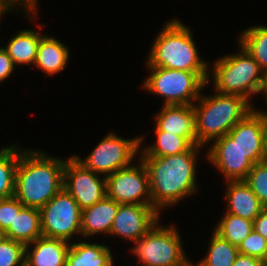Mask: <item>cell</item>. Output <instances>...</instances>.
Masks as SVG:
<instances>
[{
    "instance_id": "obj_16",
    "label": "cell",
    "mask_w": 267,
    "mask_h": 266,
    "mask_svg": "<svg viewBox=\"0 0 267 266\" xmlns=\"http://www.w3.org/2000/svg\"><path fill=\"white\" fill-rule=\"evenodd\" d=\"M155 117V131H167L183 138H197L193 105H163Z\"/></svg>"
},
{
    "instance_id": "obj_21",
    "label": "cell",
    "mask_w": 267,
    "mask_h": 266,
    "mask_svg": "<svg viewBox=\"0 0 267 266\" xmlns=\"http://www.w3.org/2000/svg\"><path fill=\"white\" fill-rule=\"evenodd\" d=\"M109 247L96 243H70L66 266H113Z\"/></svg>"
},
{
    "instance_id": "obj_3",
    "label": "cell",
    "mask_w": 267,
    "mask_h": 266,
    "mask_svg": "<svg viewBox=\"0 0 267 266\" xmlns=\"http://www.w3.org/2000/svg\"><path fill=\"white\" fill-rule=\"evenodd\" d=\"M214 95H200L193 104L195 132L198 146L228 134L254 108L251 102L237 94H224L215 91Z\"/></svg>"
},
{
    "instance_id": "obj_1",
    "label": "cell",
    "mask_w": 267,
    "mask_h": 266,
    "mask_svg": "<svg viewBox=\"0 0 267 266\" xmlns=\"http://www.w3.org/2000/svg\"><path fill=\"white\" fill-rule=\"evenodd\" d=\"M201 146L166 157L140 156L150 183L152 206L160 213L189 195L198 192L196 181L197 153ZM162 208V209H161Z\"/></svg>"
},
{
    "instance_id": "obj_12",
    "label": "cell",
    "mask_w": 267,
    "mask_h": 266,
    "mask_svg": "<svg viewBox=\"0 0 267 266\" xmlns=\"http://www.w3.org/2000/svg\"><path fill=\"white\" fill-rule=\"evenodd\" d=\"M208 150V161L216 166L226 181L244 180L254 165L229 134L213 141Z\"/></svg>"
},
{
    "instance_id": "obj_8",
    "label": "cell",
    "mask_w": 267,
    "mask_h": 266,
    "mask_svg": "<svg viewBox=\"0 0 267 266\" xmlns=\"http://www.w3.org/2000/svg\"><path fill=\"white\" fill-rule=\"evenodd\" d=\"M142 142V136L124 139L110 132L106 137H103L85 160H82L78 155L73 156L86 169L97 174H104L107 177L119 169L130 166L138 154Z\"/></svg>"
},
{
    "instance_id": "obj_5",
    "label": "cell",
    "mask_w": 267,
    "mask_h": 266,
    "mask_svg": "<svg viewBox=\"0 0 267 266\" xmlns=\"http://www.w3.org/2000/svg\"><path fill=\"white\" fill-rule=\"evenodd\" d=\"M240 52L225 55L212 65L211 73L214 91L237 94L250 102L252 94H260L264 72L258 62L242 47Z\"/></svg>"
},
{
    "instance_id": "obj_14",
    "label": "cell",
    "mask_w": 267,
    "mask_h": 266,
    "mask_svg": "<svg viewBox=\"0 0 267 266\" xmlns=\"http://www.w3.org/2000/svg\"><path fill=\"white\" fill-rule=\"evenodd\" d=\"M266 120L267 112L254 108L228 132L253 164L265 161L264 131Z\"/></svg>"
},
{
    "instance_id": "obj_2",
    "label": "cell",
    "mask_w": 267,
    "mask_h": 266,
    "mask_svg": "<svg viewBox=\"0 0 267 266\" xmlns=\"http://www.w3.org/2000/svg\"><path fill=\"white\" fill-rule=\"evenodd\" d=\"M66 160L38 150H22L16 169L15 197L25 206L42 208L63 188Z\"/></svg>"
},
{
    "instance_id": "obj_26",
    "label": "cell",
    "mask_w": 267,
    "mask_h": 266,
    "mask_svg": "<svg viewBox=\"0 0 267 266\" xmlns=\"http://www.w3.org/2000/svg\"><path fill=\"white\" fill-rule=\"evenodd\" d=\"M215 226L216 234L237 247L253 231V221L227 212Z\"/></svg>"
},
{
    "instance_id": "obj_28",
    "label": "cell",
    "mask_w": 267,
    "mask_h": 266,
    "mask_svg": "<svg viewBox=\"0 0 267 266\" xmlns=\"http://www.w3.org/2000/svg\"><path fill=\"white\" fill-rule=\"evenodd\" d=\"M244 182L258 197L260 202L267 207V162L263 161L254 164Z\"/></svg>"
},
{
    "instance_id": "obj_35",
    "label": "cell",
    "mask_w": 267,
    "mask_h": 266,
    "mask_svg": "<svg viewBox=\"0 0 267 266\" xmlns=\"http://www.w3.org/2000/svg\"><path fill=\"white\" fill-rule=\"evenodd\" d=\"M233 266H267V263L248 255L238 254Z\"/></svg>"
},
{
    "instance_id": "obj_37",
    "label": "cell",
    "mask_w": 267,
    "mask_h": 266,
    "mask_svg": "<svg viewBox=\"0 0 267 266\" xmlns=\"http://www.w3.org/2000/svg\"><path fill=\"white\" fill-rule=\"evenodd\" d=\"M260 93L264 95V98H266L265 101L267 102V71L264 72L263 85Z\"/></svg>"
},
{
    "instance_id": "obj_9",
    "label": "cell",
    "mask_w": 267,
    "mask_h": 266,
    "mask_svg": "<svg viewBox=\"0 0 267 266\" xmlns=\"http://www.w3.org/2000/svg\"><path fill=\"white\" fill-rule=\"evenodd\" d=\"M39 211L43 236L71 243L74 234H81L82 210L64 188Z\"/></svg>"
},
{
    "instance_id": "obj_10",
    "label": "cell",
    "mask_w": 267,
    "mask_h": 266,
    "mask_svg": "<svg viewBox=\"0 0 267 266\" xmlns=\"http://www.w3.org/2000/svg\"><path fill=\"white\" fill-rule=\"evenodd\" d=\"M130 165L106 179V196L119 204L152 205L149 176L145 165Z\"/></svg>"
},
{
    "instance_id": "obj_24",
    "label": "cell",
    "mask_w": 267,
    "mask_h": 266,
    "mask_svg": "<svg viewBox=\"0 0 267 266\" xmlns=\"http://www.w3.org/2000/svg\"><path fill=\"white\" fill-rule=\"evenodd\" d=\"M21 151L15 144L0 149V200L15 195L16 169Z\"/></svg>"
},
{
    "instance_id": "obj_6",
    "label": "cell",
    "mask_w": 267,
    "mask_h": 266,
    "mask_svg": "<svg viewBox=\"0 0 267 266\" xmlns=\"http://www.w3.org/2000/svg\"><path fill=\"white\" fill-rule=\"evenodd\" d=\"M147 67L151 73L144 80L142 87L163 97V105H193L211 79L209 72Z\"/></svg>"
},
{
    "instance_id": "obj_27",
    "label": "cell",
    "mask_w": 267,
    "mask_h": 266,
    "mask_svg": "<svg viewBox=\"0 0 267 266\" xmlns=\"http://www.w3.org/2000/svg\"><path fill=\"white\" fill-rule=\"evenodd\" d=\"M238 254L237 246L213 232L207 256L195 266H233Z\"/></svg>"
},
{
    "instance_id": "obj_17",
    "label": "cell",
    "mask_w": 267,
    "mask_h": 266,
    "mask_svg": "<svg viewBox=\"0 0 267 266\" xmlns=\"http://www.w3.org/2000/svg\"><path fill=\"white\" fill-rule=\"evenodd\" d=\"M119 205L112 198L105 196L91 207L83 209L81 236L86 238L100 233L109 235L114 218L118 213Z\"/></svg>"
},
{
    "instance_id": "obj_30",
    "label": "cell",
    "mask_w": 267,
    "mask_h": 266,
    "mask_svg": "<svg viewBox=\"0 0 267 266\" xmlns=\"http://www.w3.org/2000/svg\"><path fill=\"white\" fill-rule=\"evenodd\" d=\"M240 254L258 258L267 263V239L253 230L238 246Z\"/></svg>"
},
{
    "instance_id": "obj_36",
    "label": "cell",
    "mask_w": 267,
    "mask_h": 266,
    "mask_svg": "<svg viewBox=\"0 0 267 266\" xmlns=\"http://www.w3.org/2000/svg\"><path fill=\"white\" fill-rule=\"evenodd\" d=\"M11 9L12 8L4 0H0V18L2 17V15H4L5 12L9 10L13 11Z\"/></svg>"
},
{
    "instance_id": "obj_29",
    "label": "cell",
    "mask_w": 267,
    "mask_h": 266,
    "mask_svg": "<svg viewBox=\"0 0 267 266\" xmlns=\"http://www.w3.org/2000/svg\"><path fill=\"white\" fill-rule=\"evenodd\" d=\"M25 263V245L4 237L0 242V266H22Z\"/></svg>"
},
{
    "instance_id": "obj_7",
    "label": "cell",
    "mask_w": 267,
    "mask_h": 266,
    "mask_svg": "<svg viewBox=\"0 0 267 266\" xmlns=\"http://www.w3.org/2000/svg\"><path fill=\"white\" fill-rule=\"evenodd\" d=\"M157 222L130 249L143 266H192L186 256L179 232L174 225L158 226Z\"/></svg>"
},
{
    "instance_id": "obj_18",
    "label": "cell",
    "mask_w": 267,
    "mask_h": 266,
    "mask_svg": "<svg viewBox=\"0 0 267 266\" xmlns=\"http://www.w3.org/2000/svg\"><path fill=\"white\" fill-rule=\"evenodd\" d=\"M227 184L225 200H227L228 207L226 212L254 221L265 206L244 180L227 181Z\"/></svg>"
},
{
    "instance_id": "obj_15",
    "label": "cell",
    "mask_w": 267,
    "mask_h": 266,
    "mask_svg": "<svg viewBox=\"0 0 267 266\" xmlns=\"http://www.w3.org/2000/svg\"><path fill=\"white\" fill-rule=\"evenodd\" d=\"M69 248L70 243L67 241L41 236L25 246V264L66 266Z\"/></svg>"
},
{
    "instance_id": "obj_39",
    "label": "cell",
    "mask_w": 267,
    "mask_h": 266,
    "mask_svg": "<svg viewBox=\"0 0 267 266\" xmlns=\"http://www.w3.org/2000/svg\"><path fill=\"white\" fill-rule=\"evenodd\" d=\"M4 237H5L4 232L2 230H0V242Z\"/></svg>"
},
{
    "instance_id": "obj_19",
    "label": "cell",
    "mask_w": 267,
    "mask_h": 266,
    "mask_svg": "<svg viewBox=\"0 0 267 266\" xmlns=\"http://www.w3.org/2000/svg\"><path fill=\"white\" fill-rule=\"evenodd\" d=\"M69 50L66 45L48 34H43L37 50L35 66L48 76L61 72L69 61Z\"/></svg>"
},
{
    "instance_id": "obj_31",
    "label": "cell",
    "mask_w": 267,
    "mask_h": 266,
    "mask_svg": "<svg viewBox=\"0 0 267 266\" xmlns=\"http://www.w3.org/2000/svg\"><path fill=\"white\" fill-rule=\"evenodd\" d=\"M24 205L15 197L11 196L0 200V230L5 232L15 219Z\"/></svg>"
},
{
    "instance_id": "obj_25",
    "label": "cell",
    "mask_w": 267,
    "mask_h": 266,
    "mask_svg": "<svg viewBox=\"0 0 267 266\" xmlns=\"http://www.w3.org/2000/svg\"><path fill=\"white\" fill-rule=\"evenodd\" d=\"M239 45L258 62L263 72L267 71V26L245 29L239 36Z\"/></svg>"
},
{
    "instance_id": "obj_4",
    "label": "cell",
    "mask_w": 267,
    "mask_h": 266,
    "mask_svg": "<svg viewBox=\"0 0 267 266\" xmlns=\"http://www.w3.org/2000/svg\"><path fill=\"white\" fill-rule=\"evenodd\" d=\"M147 58V66L191 72H209L208 62L200 58L192 32L179 19L167 22Z\"/></svg>"
},
{
    "instance_id": "obj_38",
    "label": "cell",
    "mask_w": 267,
    "mask_h": 266,
    "mask_svg": "<svg viewBox=\"0 0 267 266\" xmlns=\"http://www.w3.org/2000/svg\"><path fill=\"white\" fill-rule=\"evenodd\" d=\"M264 155H265V161L267 162V120L264 131Z\"/></svg>"
},
{
    "instance_id": "obj_20",
    "label": "cell",
    "mask_w": 267,
    "mask_h": 266,
    "mask_svg": "<svg viewBox=\"0 0 267 266\" xmlns=\"http://www.w3.org/2000/svg\"><path fill=\"white\" fill-rule=\"evenodd\" d=\"M4 235L25 246L43 236L39 209L24 206L19 213H16L13 223Z\"/></svg>"
},
{
    "instance_id": "obj_11",
    "label": "cell",
    "mask_w": 267,
    "mask_h": 266,
    "mask_svg": "<svg viewBox=\"0 0 267 266\" xmlns=\"http://www.w3.org/2000/svg\"><path fill=\"white\" fill-rule=\"evenodd\" d=\"M63 188L76 200L81 210L91 207L106 196V179L86 169L72 155L63 171Z\"/></svg>"
},
{
    "instance_id": "obj_22",
    "label": "cell",
    "mask_w": 267,
    "mask_h": 266,
    "mask_svg": "<svg viewBox=\"0 0 267 266\" xmlns=\"http://www.w3.org/2000/svg\"><path fill=\"white\" fill-rule=\"evenodd\" d=\"M43 35L34 30H21L11 37L8 45L3 47L11 57L14 65L35 64L38 45Z\"/></svg>"
},
{
    "instance_id": "obj_23",
    "label": "cell",
    "mask_w": 267,
    "mask_h": 266,
    "mask_svg": "<svg viewBox=\"0 0 267 266\" xmlns=\"http://www.w3.org/2000/svg\"><path fill=\"white\" fill-rule=\"evenodd\" d=\"M156 144L141 150L139 156L166 157L188 151L192 146H198L197 138H183L167 131H155Z\"/></svg>"
},
{
    "instance_id": "obj_33",
    "label": "cell",
    "mask_w": 267,
    "mask_h": 266,
    "mask_svg": "<svg viewBox=\"0 0 267 266\" xmlns=\"http://www.w3.org/2000/svg\"><path fill=\"white\" fill-rule=\"evenodd\" d=\"M13 10L18 11L17 9H14L16 6H23L24 10L27 13L28 18H30V21H33L34 17H37L36 11H37V4L39 0H4ZM33 15V16H32Z\"/></svg>"
},
{
    "instance_id": "obj_34",
    "label": "cell",
    "mask_w": 267,
    "mask_h": 266,
    "mask_svg": "<svg viewBox=\"0 0 267 266\" xmlns=\"http://www.w3.org/2000/svg\"><path fill=\"white\" fill-rule=\"evenodd\" d=\"M253 230L267 239V207L253 221Z\"/></svg>"
},
{
    "instance_id": "obj_13",
    "label": "cell",
    "mask_w": 267,
    "mask_h": 266,
    "mask_svg": "<svg viewBox=\"0 0 267 266\" xmlns=\"http://www.w3.org/2000/svg\"><path fill=\"white\" fill-rule=\"evenodd\" d=\"M159 215L161 214L152 205L120 204L110 235L134 242L159 222Z\"/></svg>"
},
{
    "instance_id": "obj_32",
    "label": "cell",
    "mask_w": 267,
    "mask_h": 266,
    "mask_svg": "<svg viewBox=\"0 0 267 266\" xmlns=\"http://www.w3.org/2000/svg\"><path fill=\"white\" fill-rule=\"evenodd\" d=\"M15 70V65L7 51L0 47V82L6 80Z\"/></svg>"
}]
</instances>
